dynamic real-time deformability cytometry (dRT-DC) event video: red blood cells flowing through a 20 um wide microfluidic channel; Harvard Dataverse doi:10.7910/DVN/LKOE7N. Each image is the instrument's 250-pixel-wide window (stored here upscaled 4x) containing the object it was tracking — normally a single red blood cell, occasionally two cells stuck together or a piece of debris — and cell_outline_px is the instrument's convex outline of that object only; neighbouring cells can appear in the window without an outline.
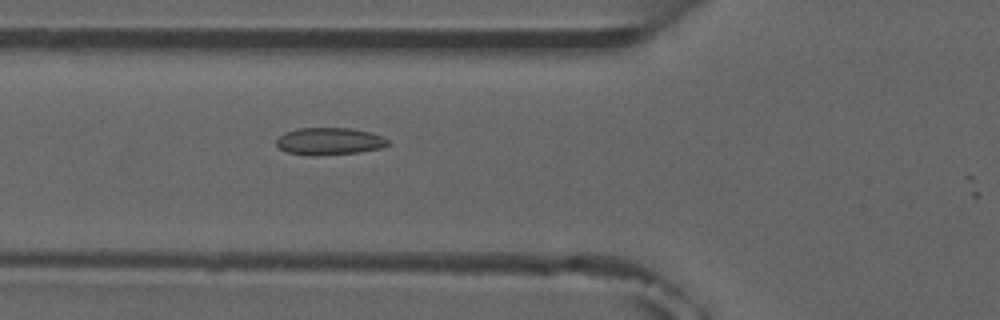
{"species": "common noctule bat (a hibernating species)", "species_latin": "Nyctalus noctula", "temperature_condition": "room temperature", "stored_images_in_passage": 2, "camera_frame_rate_fps": 3000, "um_per_image_px": 0.085, "animal": {"sex": "male", "forearm_length_mm": 52.5}, "frame": {"image": 1, "passage_image": 2, "time_ms": 1.0, "image_size_px": [1000, 320], "cell_outline_px": [[392, 144], [380, 148], [356, 152], [312, 156], [288, 152], [280, 148], [276, 144], [276, 140], [284, 132], [296, 128], [352, 128], [372, 132], [388, 140]], "centroid_in_image_um": [27.99, 11.99], "position_along_channel_um": 97.8, "area_um2": 17.69}}